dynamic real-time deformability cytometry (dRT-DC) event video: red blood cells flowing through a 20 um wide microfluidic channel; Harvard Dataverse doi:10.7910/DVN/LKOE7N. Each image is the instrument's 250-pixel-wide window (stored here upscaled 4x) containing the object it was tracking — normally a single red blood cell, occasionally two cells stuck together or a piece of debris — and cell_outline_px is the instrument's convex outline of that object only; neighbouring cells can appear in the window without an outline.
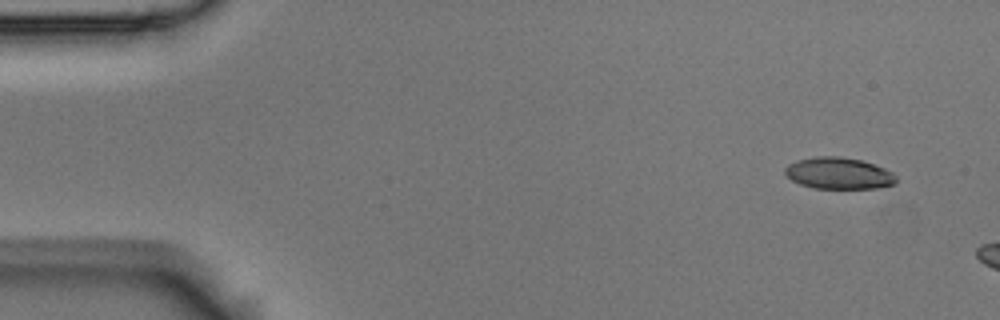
{"species": "Egyptian fruit bat (a non-hibernating species)", "species_latin": "Rousettus aegyptiacus", "temperature_condition": "room temperature", "stored_images_in_passage": 3, "camera_frame_rate_fps": 3000, "um_per_image_px": 0.085, "animal": {"sex": "male"}, "frame": {"image": 1, "passage_image": 1, "time_ms": 0.0, "image_size_px": [1000, 320], "cell_outline_px": [[896, 184], [880, 188], [816, 188], [800, 184], [792, 180], [784, 172], [784, 168], [788, 164], [796, 160], [816, 156], [840, 156], [860, 160], [884, 168], [892, 172], [896, 176]], "centroid_in_image_um": [71.29, 14.72], "position_along_channel_um": 13.7, "area_um2": 20.46}}